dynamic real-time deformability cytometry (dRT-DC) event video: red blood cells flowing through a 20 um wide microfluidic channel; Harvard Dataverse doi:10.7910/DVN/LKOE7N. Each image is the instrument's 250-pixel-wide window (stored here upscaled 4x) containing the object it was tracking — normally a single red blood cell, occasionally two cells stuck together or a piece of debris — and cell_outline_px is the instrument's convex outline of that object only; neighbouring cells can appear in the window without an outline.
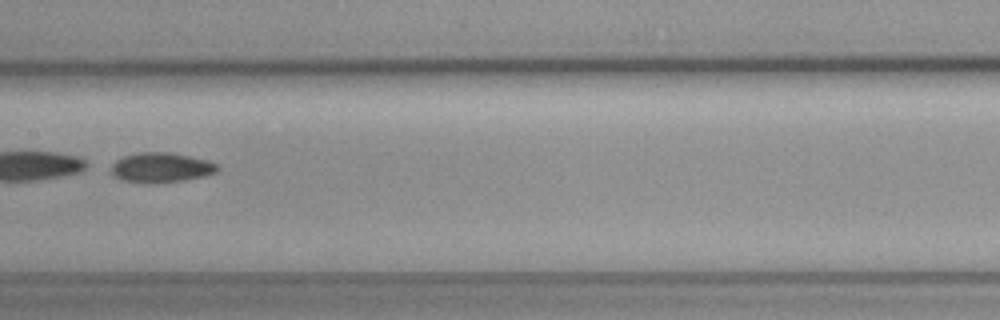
{"species": "common noctule bat (a hibernating species)", "species_latin": "Nyctalus noctula", "temperature_condition": "cold", "stored_images_in_passage": 49, "segment_of_instrument_passage": [2, 2], "camera_frame_rate_fps": 3000, "um_per_image_px": 0.085, "animal": {"sex": "female", "body_mass_g": 19.3, "forearm_length_mm": 54.1}, "frame": {"image": 1, "passage_image": 22, "time_ms": 7.0, "image_size_px": [1000, 320], "cell_outline_px": [[220, 168], [216, 172], [204, 176], [180, 180], [120, 180], [112, 172], [112, 164], [116, 160], [124, 156], [140, 152], [172, 152], [208, 160], [216, 164]], "centroid_in_image_um": [13.74, 14.18], "position_along_channel_um": 193.7, "area_um2": 17.57}}